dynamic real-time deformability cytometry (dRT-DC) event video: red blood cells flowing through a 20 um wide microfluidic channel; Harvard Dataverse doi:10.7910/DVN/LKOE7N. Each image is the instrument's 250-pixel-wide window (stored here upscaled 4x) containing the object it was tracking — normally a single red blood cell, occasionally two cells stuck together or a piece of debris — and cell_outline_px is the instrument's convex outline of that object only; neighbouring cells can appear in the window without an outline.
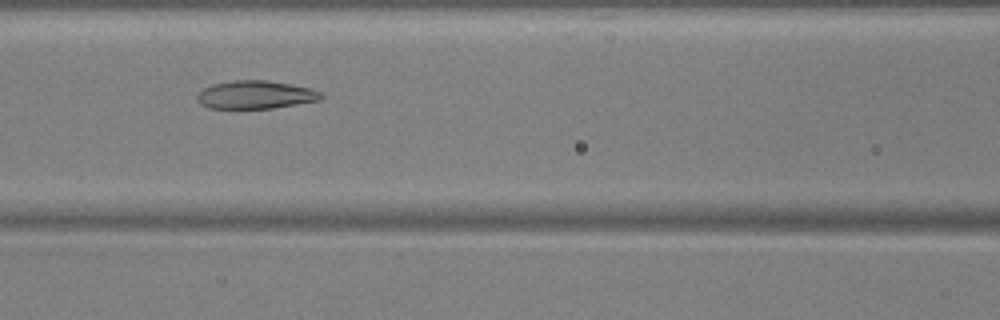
{"species": "common noctule bat (a hibernating species)", "species_latin": "Nyctalus noctula", "temperature_condition": "warm", "stored_images_in_passage": 49, "camera_frame_rate_fps": 3000, "um_per_image_px": 0.085, "animal": {"sex": "male", "body_mass_g": 17.9, "forearm_length_mm": 54.2}, "frame": {"image": 1, "passage_image": 20, "time_ms": 6.333, "image_size_px": [1000, 320], "cell_outline_px": [[324, 96], [320, 100], [272, 108], [208, 108], [200, 104], [196, 100], [196, 96], [204, 88], [212, 84], [232, 80], [268, 80], [292, 84], [312, 88], [320, 92]], "centroid_in_image_um": [21.71, 8.04], "position_along_channel_um": 144.9, "area_um2": 20.4}}
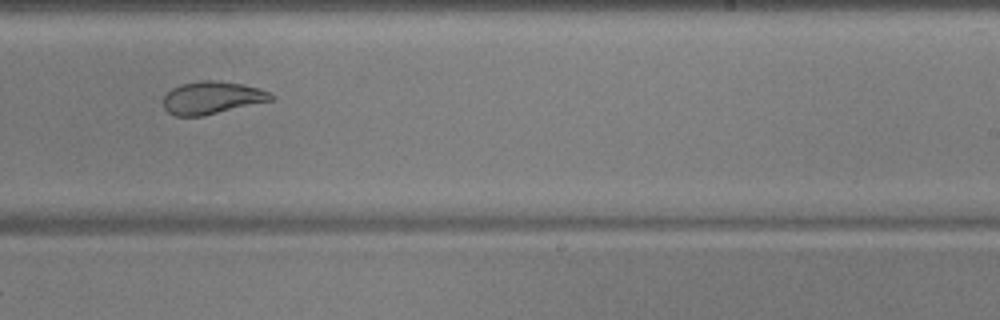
{"frame": {"image": 2, "passage_image": 30, "time_ms": 9.667, "image_size_px": [1000, 320], "cell_outline_px": [[276, 96], [272, 100], [200, 116], [176, 116], [168, 112], [164, 108], [164, 96], [172, 88], [180, 84], [200, 80], [216, 80], [240, 84], [260, 88]], "centroid_in_image_um": [18.0, 8.29], "position_along_channel_um": 271.0, "area_um2": 20.23}}
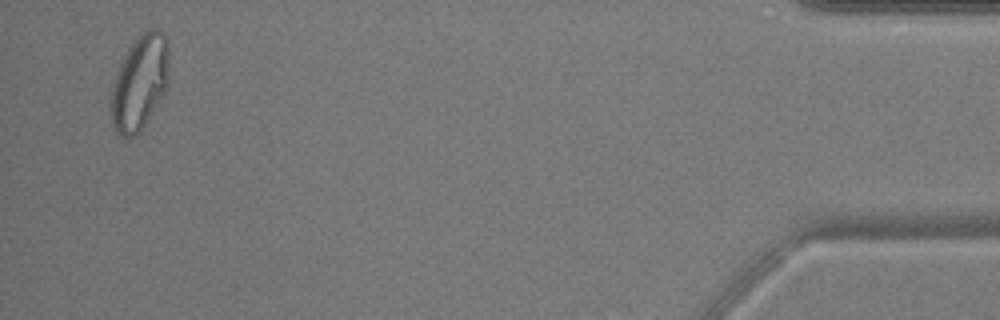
{"frame": {"image": 3, "passage_image": 48, "time_ms": 15.667, "image_size_px": [1000, 320], "cell_outline_px": [[168, 88], [140, 132], [136, 136], [120, 136], [116, 132], [112, 124], [112, 88], [120, 64], [128, 48], [140, 32], [148, 28], [156, 28], [164, 32], [168, 40]], "centroid_in_image_um": [11.92, 6.97], "position_along_channel_um": 423.3, "area_um2": 32.19}, "authors_computed_cell_mechanics": {"area_um2": 24.276, "velocity_mm_per_s": 3.7912, "shape_relaxation_time_tau1_ms": 7.0868, "shape_relaxation_time_tau2_ms": 1.551, "deformation_change_tau1": 0.194, "deformation_change_tau2": 0.0739}}